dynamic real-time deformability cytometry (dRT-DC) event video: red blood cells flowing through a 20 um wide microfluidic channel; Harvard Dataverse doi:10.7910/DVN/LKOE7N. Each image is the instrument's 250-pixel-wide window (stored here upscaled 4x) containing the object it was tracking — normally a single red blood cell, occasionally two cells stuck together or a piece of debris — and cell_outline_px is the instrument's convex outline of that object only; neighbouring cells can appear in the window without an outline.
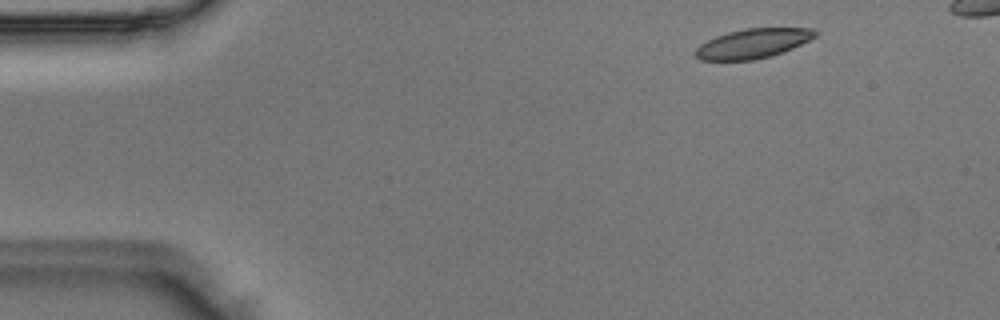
{"species": "Egyptian fruit bat (a non-hibernating species)", "species_latin": "Rousettus aegyptiacus", "temperature_condition": "room temperature", "stored_images_in_passage": 42, "camera_frame_rate_fps": 3000, "um_per_image_px": 0.085, "animal": {"sex": "male"}, "frame": {"image": 1, "passage_image": 1, "time_ms": 0.0, "image_size_px": [1000, 320], "cell_outline_px": [[820, 32], [816, 36], [792, 48], [768, 56], [752, 60], [700, 60], [696, 56], [696, 48], [700, 44], [716, 36], [728, 32], [744, 28], [812, 28]], "centroid_in_image_um": [64.0, 3.68], "position_along_channel_um": 21.0, "area_um2": 20.35}}
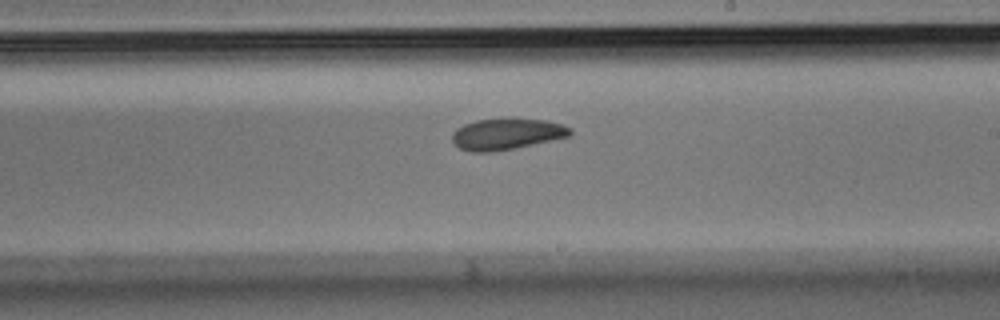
{"frame": {"image": 2, "passage_image": 24, "time_ms": 7.667, "image_size_px": [1000, 320], "cell_outline_px": [[572, 132], [568, 136], [552, 140], [516, 148], [492, 152], [472, 152], [460, 148], [452, 140], [452, 132], [456, 128], [464, 124], [476, 120], [508, 116], [544, 120], [560, 124], [572, 128]], "centroid_in_image_um": [43.04, 11.36], "position_along_channel_um": 246.0, "area_um2": 21.96}}
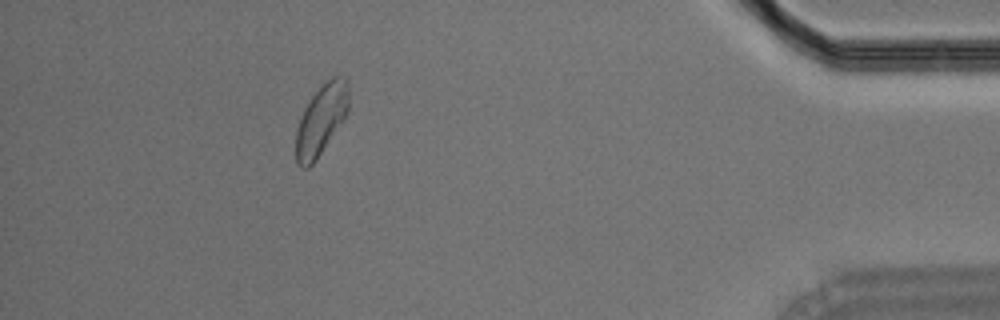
{"frame": {"image": 3, "passage_image": 40, "time_ms": 13.0, "image_size_px": [1000, 320], "cell_outline_px": [[348, 108], [344, 120], [316, 160], [308, 168], [300, 168], [296, 164], [296, 128], [304, 108], [312, 96], [332, 76], [340, 76], [348, 80]], "centroid_in_image_um": [27.29, 10.22], "position_along_channel_um": 407.9, "area_um2": 21.56}}